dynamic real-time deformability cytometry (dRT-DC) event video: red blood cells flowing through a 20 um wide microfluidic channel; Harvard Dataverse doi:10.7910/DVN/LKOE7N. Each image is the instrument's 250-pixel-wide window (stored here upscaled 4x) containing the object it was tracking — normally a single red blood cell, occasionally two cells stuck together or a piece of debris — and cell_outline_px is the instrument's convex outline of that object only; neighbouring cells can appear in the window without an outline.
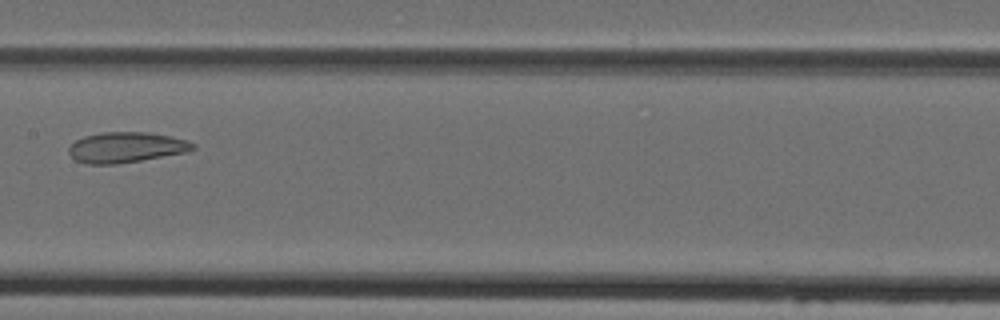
{"species": "Egyptian fruit bat (a non-hibernating species)", "species_latin": "Rousettus aegyptiacus", "temperature_condition": "cold", "stored_images_in_passage": 4, "camera_frame_rate_fps": 3000, "um_per_image_px": 0.085, "animal": {"sex": "female"}, "frame": {"image": 1, "passage_image": 4, "time_ms": 3.333, "image_size_px": [1000, 320], "cell_outline_px": [[196, 148], [188, 152], [116, 164], [84, 164], [76, 160], [68, 152], [68, 148], [76, 140], [84, 136], [100, 132], [148, 132], [188, 140], [196, 144]], "centroid_in_image_um": [10.73, 12.52], "position_along_channel_um": 196.7, "area_um2": 22.08}}